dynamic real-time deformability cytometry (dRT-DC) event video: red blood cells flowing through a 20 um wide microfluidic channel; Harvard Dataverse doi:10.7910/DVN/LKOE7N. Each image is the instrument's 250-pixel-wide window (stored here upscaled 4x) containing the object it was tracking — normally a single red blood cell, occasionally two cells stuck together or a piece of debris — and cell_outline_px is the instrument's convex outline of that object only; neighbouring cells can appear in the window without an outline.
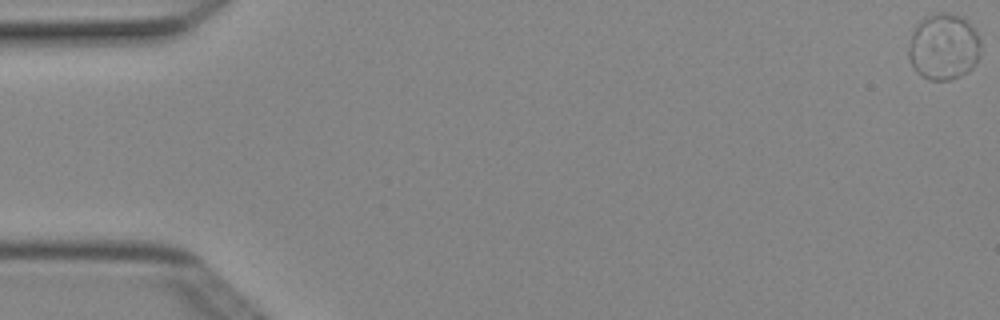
{"species": "Egyptian fruit bat (a non-hibernating species)", "species_latin": "Rousettus aegyptiacus", "temperature_condition": "cold", "stored_images_in_passage": 6, "camera_frame_rate_fps": 3000, "um_per_image_px": 0.085, "animal": {"sex": "female"}, "frame": {"image": 1, "passage_image": 1, "time_ms": 0.0, "image_size_px": [1000, 320], "cell_outline_px": [[980, 52], [972, 68], [968, 72], [960, 76], [948, 80], [928, 80], [916, 72], [908, 60], [908, 48], [912, 32], [924, 16], [936, 12], [948, 12], [960, 16], [976, 32], [980, 40]], "centroid_in_image_um": [80.17, 3.98], "position_along_channel_um": 4.8, "area_um2": 27.98}}
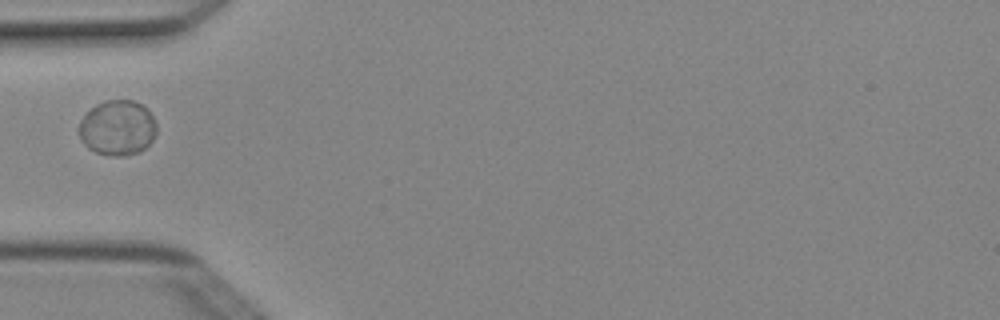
{"frame": {"image": 2, "passage_image": 5, "time_ms": 1.333, "image_size_px": [1000, 320], "cell_outline_px": [[156, 136], [140, 152], [124, 156], [112, 156], [96, 152], [88, 148], [80, 140], [76, 128], [80, 120], [96, 104], [104, 100], [132, 100], [140, 104], [152, 116], [156, 124]], "centroid_in_image_um": [9.95, 10.88], "position_along_channel_um": 75.1, "area_um2": 25.09}}
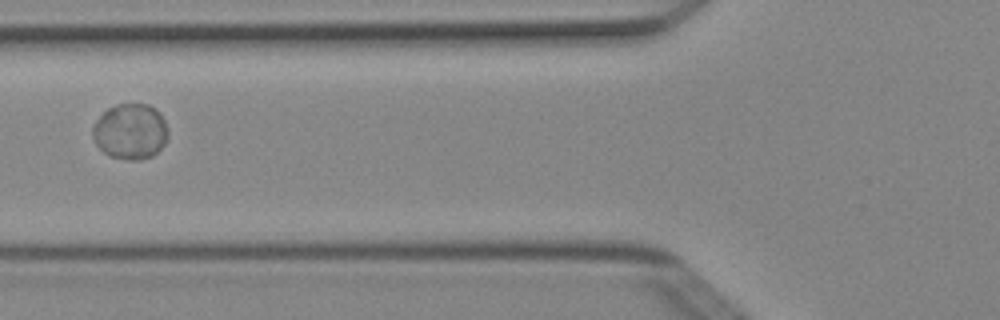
{"frame": {"image": 3, "passage_image": 6, "time_ms": 1.667, "image_size_px": [1000, 320], "cell_outline_px": [[168, 136], [164, 144], [152, 156], [140, 160], [128, 160], [112, 156], [104, 152], [96, 144], [92, 136], [92, 128], [96, 120], [108, 108], [116, 104], [148, 104], [156, 108], [160, 112], [164, 120], [168, 132]], "centroid_in_image_um": [11.08, 11.16], "position_along_channel_um": 114.7, "area_um2": 24.45}}